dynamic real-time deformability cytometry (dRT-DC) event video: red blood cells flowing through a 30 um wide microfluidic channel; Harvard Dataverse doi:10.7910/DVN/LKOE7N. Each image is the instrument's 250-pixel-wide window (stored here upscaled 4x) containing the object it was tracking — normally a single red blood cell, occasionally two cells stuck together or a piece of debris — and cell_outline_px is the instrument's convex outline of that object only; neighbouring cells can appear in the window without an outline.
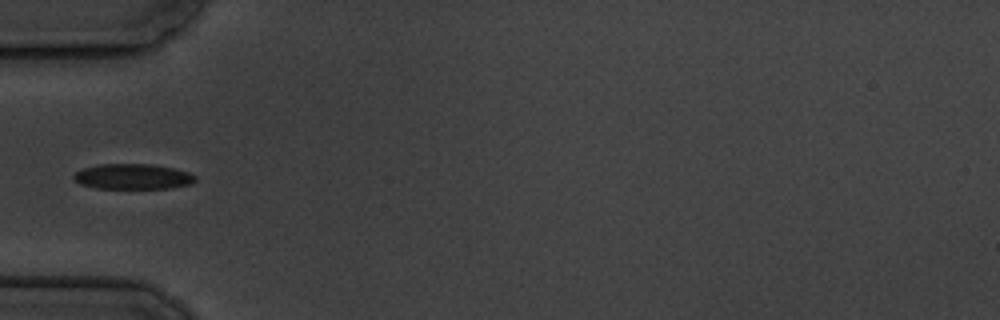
{"species": "common noctule bat (a hibernating species)", "species_latin": "Nyctalus noctula", "temperature_condition": "cold", "stored_images_in_passage": 7, "camera_frame_rate_fps": 3000, "um_per_image_px": 0.085, "animal": {"sex": "male", "body_mass_g": 19.5, "forearm_length_mm": 54.6}, "frame": {"image": 1, "passage_image": 6, "time_ms": 6.667, "image_size_px": [1000, 320], "cell_outline_px": [[196, 180], [192, 184], [168, 188], [96, 188], [80, 184], [72, 176], [76, 172], [84, 168], [100, 164], [152, 164], [172, 168], [188, 172], [196, 176]], "centroid_in_image_um": [11.3, 15.01], "position_along_channel_um": 73.7, "area_um2": 17.86}}
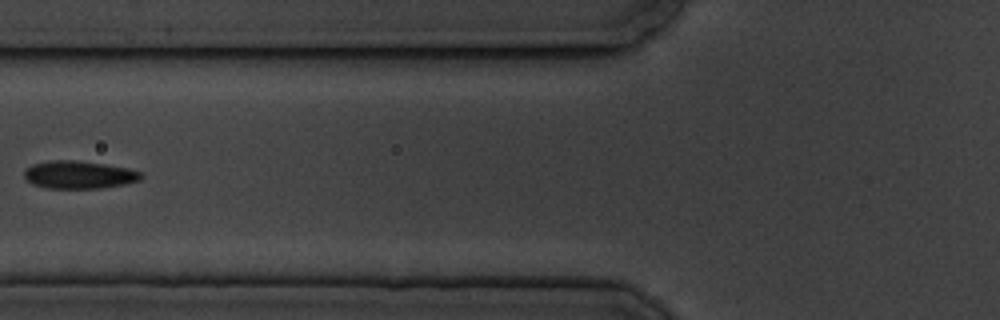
{"frame": {"image": 2, "passage_image": 7, "time_ms": 8.0, "image_size_px": [1000, 320], "cell_outline_px": [[144, 176], [140, 180], [124, 184], [100, 188], [44, 188], [32, 184], [24, 176], [24, 172], [32, 164], [52, 160], [76, 160], [104, 164], [128, 168], [140, 172]], "centroid_in_image_um": [6.72, 14.85], "position_along_channel_um": 119.1, "area_um2": 18.84}}